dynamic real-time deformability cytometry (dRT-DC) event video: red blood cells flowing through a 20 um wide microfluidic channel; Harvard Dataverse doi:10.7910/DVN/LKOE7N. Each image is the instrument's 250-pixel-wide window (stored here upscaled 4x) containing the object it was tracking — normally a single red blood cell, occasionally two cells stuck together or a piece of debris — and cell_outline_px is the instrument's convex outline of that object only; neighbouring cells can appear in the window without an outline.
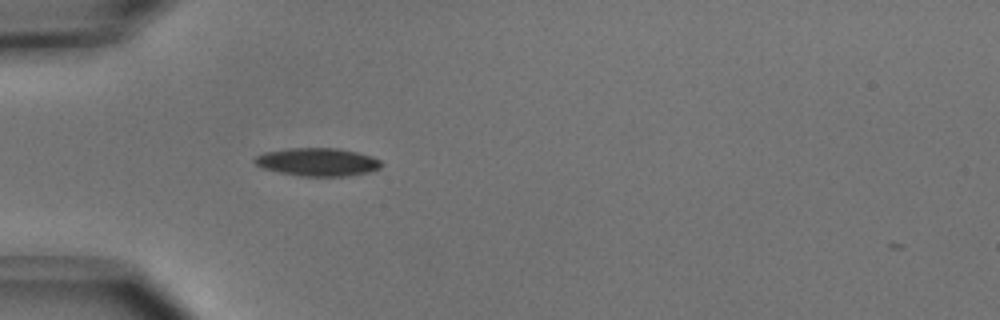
{"species": "common noctule bat (a hibernating species)", "species_latin": "Nyctalus noctula", "temperature_condition": "cold", "stored_images_in_passage": 36, "camera_frame_rate_fps": 3000, "um_per_image_px": 0.085, "animal": {"sex": "male", "body_mass_g": 15.6}, "frame": {"image": 1, "passage_image": 1, "time_ms": 0.0, "image_size_px": [1000, 320], "cell_outline_px": [[384, 164], [380, 168], [368, 172], [348, 176], [300, 176], [260, 168], [252, 160], [256, 156], [264, 152], [288, 148], [336, 148], [356, 152], [372, 156], [380, 160]], "centroid_in_image_um": [26.98, 13.77], "position_along_channel_um": 58.0, "area_um2": 20.81}}
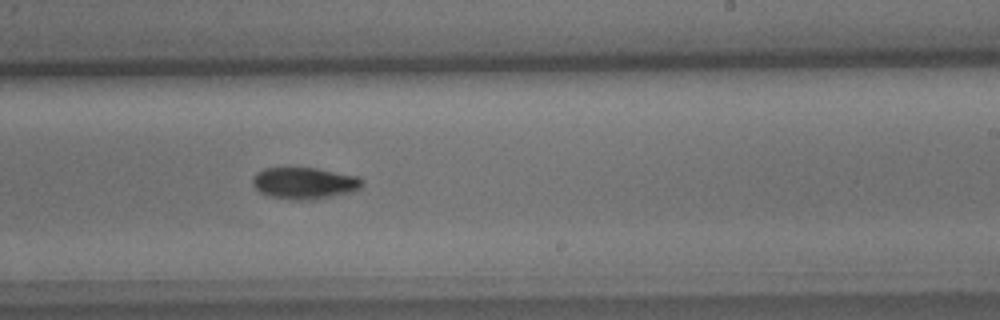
{"frame": {"image": 2, "passage_image": 17, "time_ms": 5.333, "image_size_px": [1000, 320], "cell_outline_px": [[364, 180], [360, 188], [348, 192], [316, 200], [300, 200], [268, 196], [260, 192], [252, 184], [252, 180], [256, 172], [264, 168], [316, 168], [356, 176]], "centroid_in_image_um": [25.84, 15.57], "position_along_channel_um": 263.2, "area_um2": 20.06}}
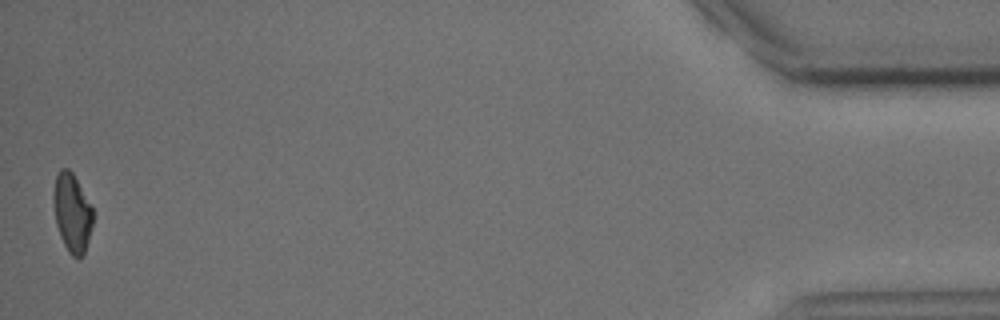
{"frame": {"image": 3, "passage_image": 36, "time_ms": 11.667, "image_size_px": [1000, 320], "cell_outline_px": [[92, 224], [88, 240], [84, 252], [80, 256], [72, 256], [68, 252], [60, 236], [56, 224], [52, 200], [52, 192], [56, 176], [60, 168], [68, 168], [72, 172], [92, 208]], "centroid_in_image_um": [6.08, 18.05], "position_along_channel_um": 429.1, "area_um2": 17.8}, "authors_computed_cell_mechanics": {"area_um2": 19.7676, "velocity_mm_per_s": 3.9596, "shape_relaxation_time_tau1_ms": 2.3463, "shape_relaxation_time_tau2_ms": null, "deformation_change_tau1": 0.1018, "deformation_change_tau2": null}}